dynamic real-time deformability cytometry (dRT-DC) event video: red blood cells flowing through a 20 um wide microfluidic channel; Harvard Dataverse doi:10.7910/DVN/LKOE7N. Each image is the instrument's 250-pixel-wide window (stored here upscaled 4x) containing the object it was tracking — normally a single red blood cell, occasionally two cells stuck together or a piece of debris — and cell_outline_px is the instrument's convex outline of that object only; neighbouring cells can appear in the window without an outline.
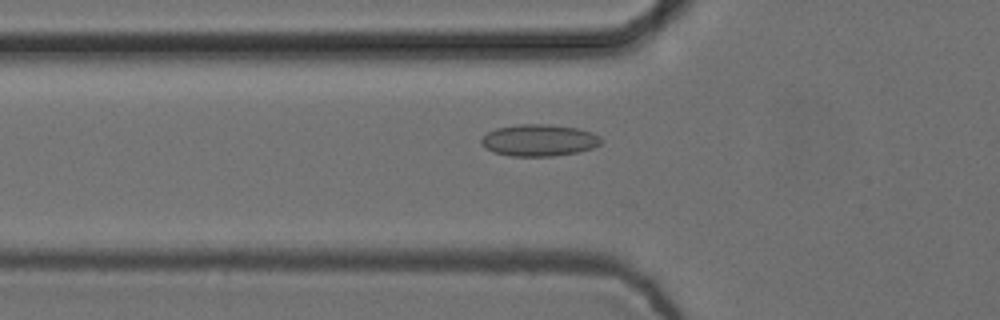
{"species": "common noctule bat (a hibernating species)", "species_latin": "Nyctalus noctula", "temperature_condition": "cold", "stored_images_in_passage": 41, "camera_frame_rate_fps": 3000, "um_per_image_px": 0.085, "animal": {"sex": "female", "body_mass_g": 24.6, "forearm_length_mm": 56.2}, "frame": {"image": 1, "passage_image": 7, "time_ms": 2.0, "image_size_px": [1000, 320], "cell_outline_px": [[600, 144], [592, 148], [576, 152], [552, 156], [512, 156], [492, 152], [480, 144], [480, 140], [488, 132], [496, 128], [516, 124], [548, 124], [576, 128], [592, 132], [600, 136]], "centroid_in_image_um": [45.78, 11.92], "position_along_channel_um": 80.0, "area_um2": 22.14}}
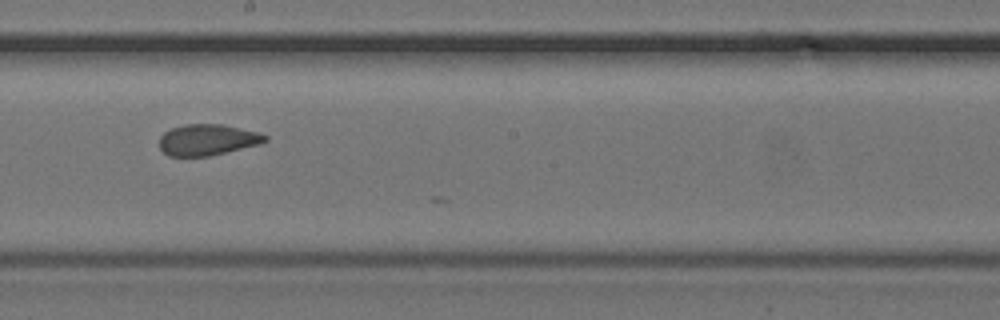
{"frame": {"image": 2, "passage_image": 19, "time_ms": 6.0, "image_size_px": [1000, 320], "cell_outline_px": [[268, 140], [260, 144], [208, 156], [168, 156], [160, 148], [160, 136], [164, 132], [172, 128], [184, 124], [220, 124], [260, 132], [268, 136]], "centroid_in_image_um": [17.65, 11.88], "position_along_channel_um": 230.6, "area_um2": 19.13}}
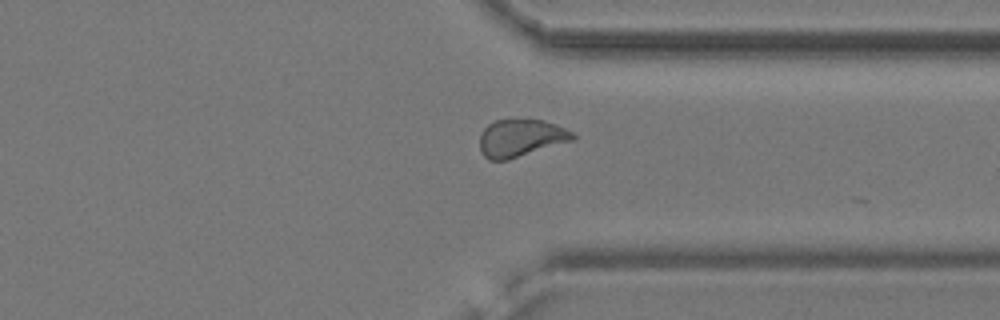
{"frame": {"image": 3, "passage_image": 30, "time_ms": 9.667, "image_size_px": [1000, 320], "cell_outline_px": [[576, 136], [572, 140], [508, 160], [488, 160], [480, 152], [480, 132], [488, 124], [496, 120], [544, 120], [564, 128], [572, 132]], "centroid_in_image_um": [44.21, 11.74], "position_along_channel_um": 367.2, "area_um2": 20.11}}